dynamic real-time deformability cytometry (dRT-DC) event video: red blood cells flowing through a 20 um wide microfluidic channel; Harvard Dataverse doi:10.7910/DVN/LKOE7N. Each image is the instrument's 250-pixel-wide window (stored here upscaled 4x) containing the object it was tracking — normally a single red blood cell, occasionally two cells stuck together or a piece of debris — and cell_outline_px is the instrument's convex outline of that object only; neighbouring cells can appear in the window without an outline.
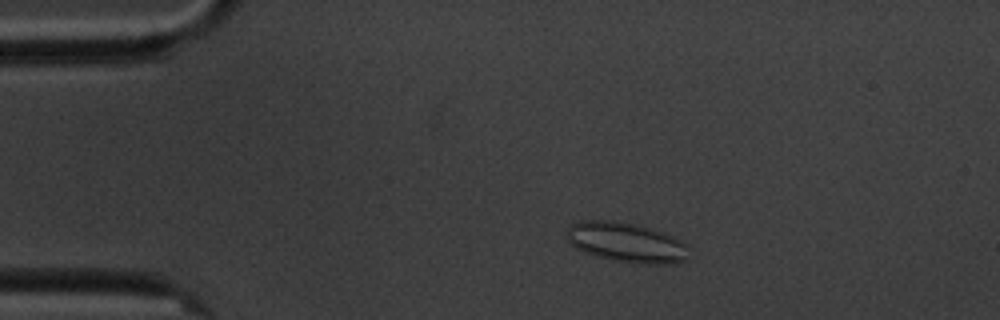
{"species": "common noctule bat (a hibernating species)", "species_latin": "Nyctalus noctula", "temperature_condition": "cold", "stored_images_in_passage": 4, "camera_frame_rate_fps": 3000, "um_per_image_px": 0.085, "animal": {"sex": "male", "body_mass_g": 20.1, "forearm_length_mm": 53.5}, "frame": {"image": 1, "passage_image": 3, "time_ms": 2.333, "image_size_px": [1000, 320], "cell_outline_px": [[688, 260], [672, 264], [636, 264], [612, 260], [596, 256], [584, 252], [576, 248], [564, 236], [568, 228], [572, 224], [580, 220], [612, 220], [640, 224], [664, 232], [688, 244]], "centroid_in_image_um": [53.26, 20.6], "position_along_channel_um": 31.7, "area_um2": 29.02}}